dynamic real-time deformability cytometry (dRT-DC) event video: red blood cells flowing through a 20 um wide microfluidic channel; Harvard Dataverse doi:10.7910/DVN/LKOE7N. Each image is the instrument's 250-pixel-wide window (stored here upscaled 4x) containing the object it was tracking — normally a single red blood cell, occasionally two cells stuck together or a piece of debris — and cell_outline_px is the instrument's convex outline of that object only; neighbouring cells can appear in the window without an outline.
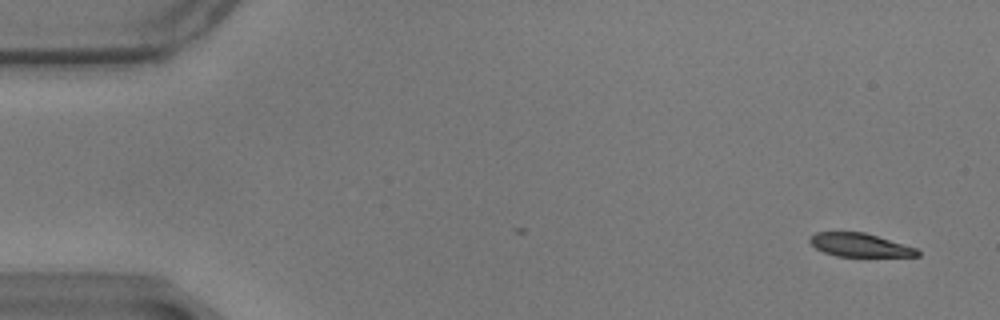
{"species": "common noctule bat (a hibernating species)", "species_latin": "Nyctalus noctula", "temperature_condition": "warm", "stored_images_in_passage": 58, "camera_frame_rate_fps": 3000, "um_per_image_px": 0.085, "animal": {"sex": "male", "body_mass_g": 17.9}, "frame": {"image": 1, "passage_image": 3, "time_ms": 0.667, "image_size_px": [1000, 320], "cell_outline_px": [[920, 256], [836, 256], [824, 252], [816, 248], [808, 240], [816, 232], [864, 232], [916, 248], [920, 252]], "centroid_in_image_um": [73.08, 20.83], "position_along_channel_um": 11.9, "area_um2": 14.45}}
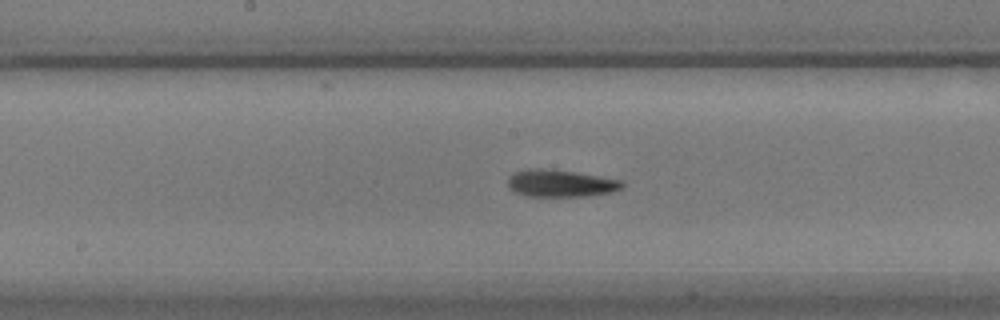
{"frame": {"image": 2, "passage_image": 30, "time_ms": 9.667, "image_size_px": [1000, 320], "cell_outline_px": [[624, 184], [620, 188], [612, 192], [584, 196], [528, 196], [516, 192], [508, 184], [508, 176], [516, 172], [528, 168], [552, 168], [624, 180]], "centroid_in_image_um": [47.67, 15.56], "position_along_channel_um": 200.5, "area_um2": 18.15}}
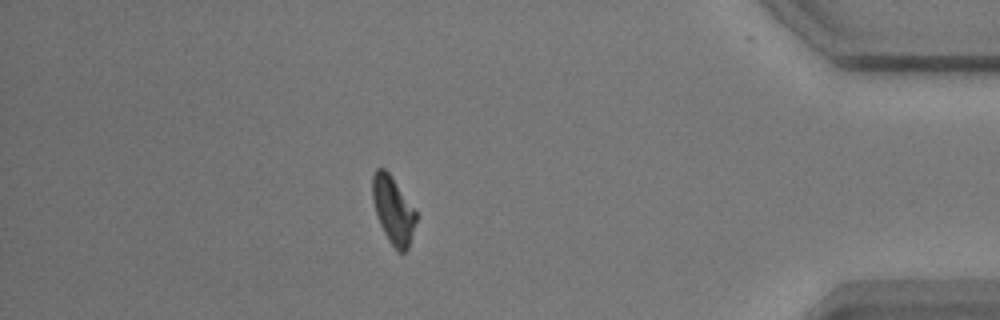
{"frame": {"image": 3, "passage_image": 51, "time_ms": 16.667, "image_size_px": [1000, 320], "cell_outline_px": [[416, 220], [408, 248], [404, 252], [396, 252], [388, 240], [376, 216], [372, 200], [372, 176], [376, 168], [384, 168], [388, 172], [416, 212]], "centroid_in_image_um": [33.38, 17.88], "position_along_channel_um": 401.8, "area_um2": 16.88}, "authors_computed_cell_mechanics": {"area_um2": 17.1955, "velocity_mm_per_s": 3.4549, "shape_relaxation_time_tau1_ms": 2.8189, "shape_relaxation_time_tau2_ms": 2.2963, "deformation_change_tau1": 0.1605, "deformation_change_tau2": 0.1048}}